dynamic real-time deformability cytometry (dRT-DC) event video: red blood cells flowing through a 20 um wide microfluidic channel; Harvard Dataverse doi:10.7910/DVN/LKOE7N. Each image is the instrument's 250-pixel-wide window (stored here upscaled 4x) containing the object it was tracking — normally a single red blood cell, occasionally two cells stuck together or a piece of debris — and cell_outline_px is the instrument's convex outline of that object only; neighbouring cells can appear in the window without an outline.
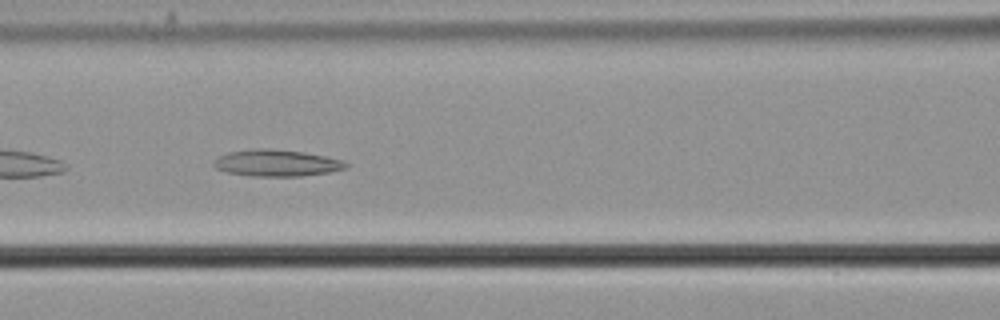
{"species": "common noctule bat (a hibernating species)", "species_latin": "Nyctalus noctula", "temperature_condition": "cold", "stored_images_in_passage": 34, "camera_frame_rate_fps": 3000, "um_per_image_px": 0.085, "animal": {"sex": "male", "body_mass_g": 21.5, "forearm_length_mm": 52.0}, "frame": {"image": 1, "passage_image": 8, "time_ms": 2.333, "image_size_px": [1000, 320], "cell_outline_px": [[348, 168], [328, 172], [300, 176], [252, 176], [228, 172], [216, 168], [212, 164], [220, 156], [228, 152], [256, 148], [268, 148], [304, 152], [344, 160], [348, 164]], "centroid_in_image_um": [23.54, 13.85], "position_along_channel_um": 143.1, "area_um2": 20.4}}
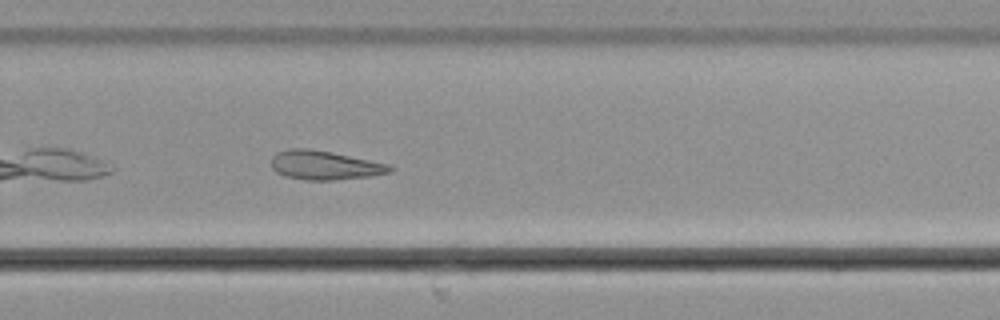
{"frame": {"image": 2, "passage_image": 21, "time_ms": 6.667, "image_size_px": [1000, 320], "cell_outline_px": [[396, 168], [392, 172], [372, 176], [332, 180], [304, 180], [284, 176], [276, 172], [272, 168], [272, 156], [276, 152], [288, 148], [304, 148], [332, 152], [388, 164]], "centroid_in_image_um": [27.59, 14.05], "position_along_channel_um": 302.2, "area_um2": 20.17}}
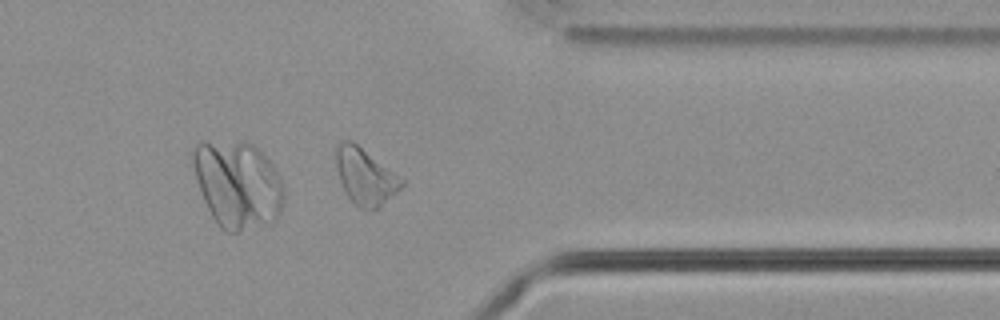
{"frame": {"image": 3, "passage_image": 28, "time_ms": 9.0, "image_size_px": [1000, 320], "cell_outline_px": [[404, 184], [380, 208], [360, 208], [348, 196], [340, 180], [336, 168], [332, 148], [336, 144], [344, 140], [352, 140], [404, 180]], "centroid_in_image_um": [30.99, 14.94], "position_along_channel_um": 380.4, "area_um2": 21.39}}